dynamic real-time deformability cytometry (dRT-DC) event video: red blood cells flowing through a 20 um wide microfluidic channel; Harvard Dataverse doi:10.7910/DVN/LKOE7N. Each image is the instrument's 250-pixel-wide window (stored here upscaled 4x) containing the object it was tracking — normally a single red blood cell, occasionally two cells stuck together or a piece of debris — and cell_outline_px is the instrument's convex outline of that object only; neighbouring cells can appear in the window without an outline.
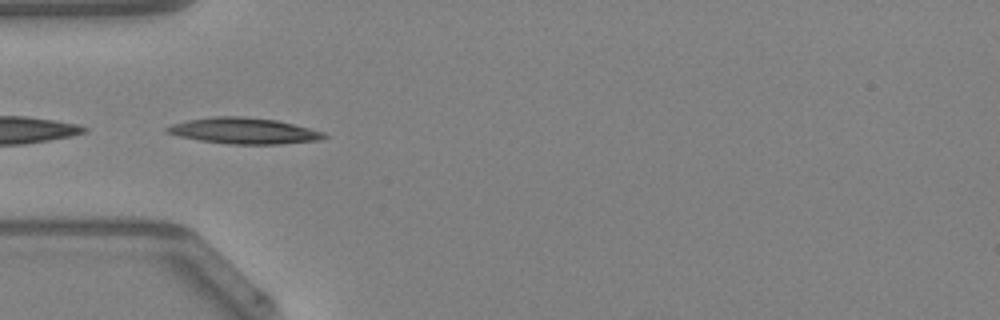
{"species": "Egyptian fruit bat (a non-hibernating species)", "species_latin": "Rousettus aegyptiacus", "temperature_condition": "warm", "stored_images_in_passage": 11, "camera_frame_rate_fps": 3000, "um_per_image_px": 0.085, "animal": {"sex": "female"}, "frame": {"image": 1, "passage_image": 8, "time_ms": 2.333, "image_size_px": [1000, 320], "cell_outline_px": [[328, 136], [320, 140], [280, 144], [232, 144], [200, 140], [180, 136], [168, 132], [164, 128], [172, 124], [188, 120], [212, 116], [244, 116], [276, 120], [324, 132]], "centroid_in_image_um": [20.74, 11.11], "position_along_channel_um": 64.3, "area_um2": 23.58}}